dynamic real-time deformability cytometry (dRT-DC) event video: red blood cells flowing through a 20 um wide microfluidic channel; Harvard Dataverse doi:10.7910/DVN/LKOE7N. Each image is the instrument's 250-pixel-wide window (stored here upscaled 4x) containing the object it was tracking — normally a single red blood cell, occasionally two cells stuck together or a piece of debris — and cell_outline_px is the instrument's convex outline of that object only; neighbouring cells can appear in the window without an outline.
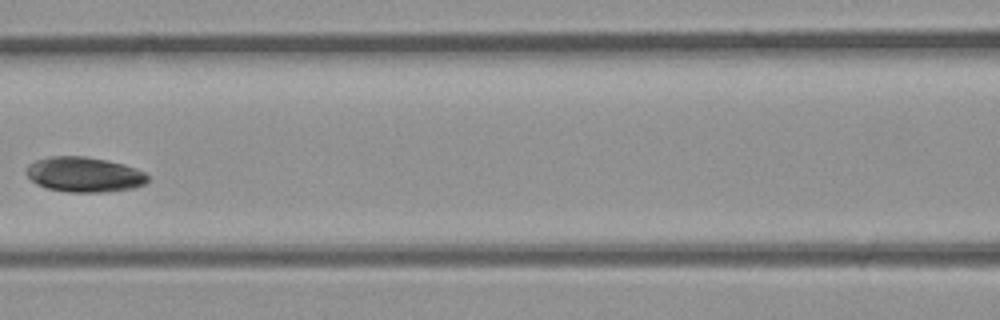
{"species": "common noctule bat (a hibernating species)", "species_latin": "Nyctalus noctula", "temperature_condition": "room temperature", "stored_images_in_passage": 29, "camera_frame_rate_fps": 3000, "um_per_image_px": 0.085, "animal": {"sex": "male", "body_mass_g": 23.1, "forearm_length_mm": 52.7}, "frame": {"image": 1, "passage_image": 13, "time_ms": 4.0, "image_size_px": [1000, 320], "cell_outline_px": [[148, 180], [144, 184], [132, 188], [104, 192], [68, 192], [48, 188], [36, 184], [24, 172], [28, 164], [36, 160], [52, 156], [84, 156], [108, 160], [124, 164], [136, 168], [144, 172], [148, 176]], "centroid_in_image_um": [7.15, 14.83], "position_along_channel_um": 159.5, "area_um2": 24.85}}
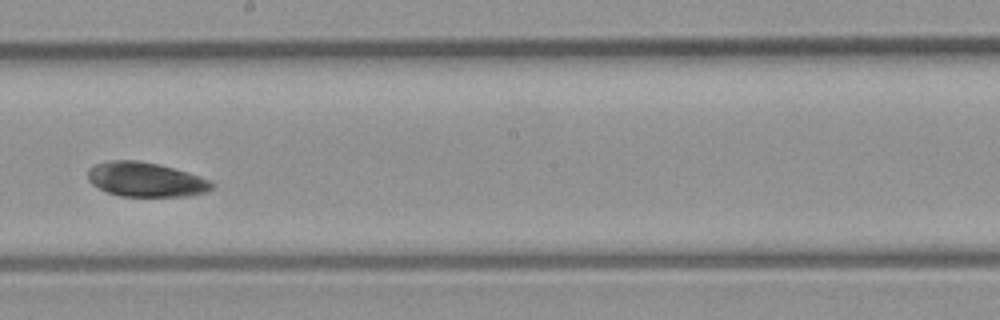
{"frame": {"image": 2, "passage_image": 17, "time_ms": 5.333, "image_size_px": [1000, 320], "cell_outline_px": [[216, 188], [208, 192], [188, 196], [120, 196], [108, 192], [92, 184], [88, 180], [88, 168], [96, 164], [108, 160], [136, 160], [156, 164], [188, 172], [212, 180], [216, 184]], "centroid_in_image_um": [12.44, 15.27], "position_along_channel_um": 235.8, "area_um2": 25.09}}
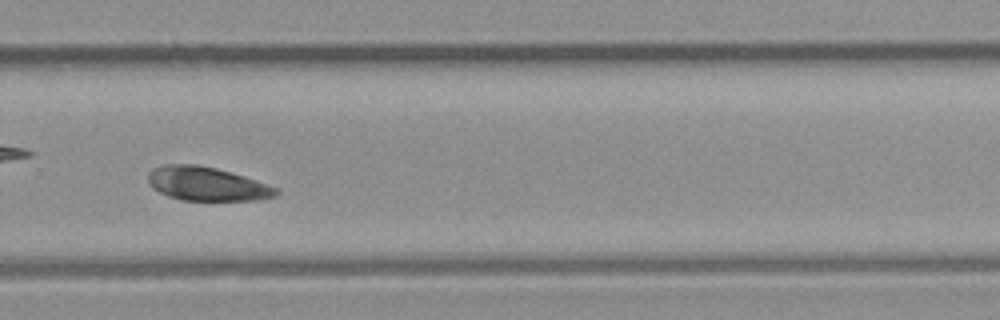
{"frame": {"image": 3, "passage_image": 21, "time_ms": 6.667, "image_size_px": [1000, 320], "cell_outline_px": [[280, 192], [276, 196], [256, 200], [180, 200], [168, 196], [152, 188], [148, 180], [148, 172], [152, 168], [164, 164], [196, 164], [216, 168], [256, 180], [280, 188]], "centroid_in_image_um": [17.58, 15.62], "position_along_channel_um": 312.2, "area_um2": 25.32}}